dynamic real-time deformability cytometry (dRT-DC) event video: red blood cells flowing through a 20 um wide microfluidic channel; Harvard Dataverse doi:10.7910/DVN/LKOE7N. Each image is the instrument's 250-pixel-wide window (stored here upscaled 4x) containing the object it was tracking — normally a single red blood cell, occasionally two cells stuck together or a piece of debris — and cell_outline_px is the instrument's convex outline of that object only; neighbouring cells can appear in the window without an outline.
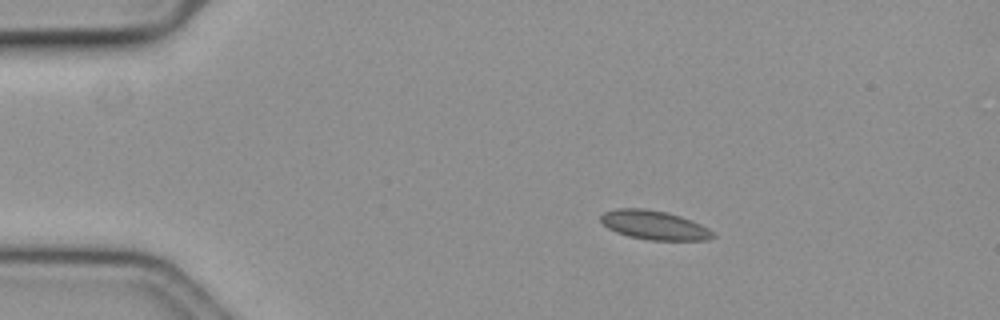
{"species": "common noctule bat (a hibernating species)", "species_latin": "Nyctalus noctula", "temperature_condition": "cold", "stored_images_in_passage": 48, "camera_frame_rate_fps": 3000, "um_per_image_px": 0.085, "animal": {"sex": "female", "body_mass_g": 19.3, "forearm_length_mm": 54.1}, "frame": {"image": 1, "passage_image": 1, "time_ms": 0.0, "image_size_px": [1000, 320], "cell_outline_px": [[716, 236], [708, 240], [648, 240], [628, 236], [616, 232], [608, 228], [600, 220], [600, 216], [604, 212], [616, 208], [644, 208], [668, 212], [692, 220], [716, 232]], "centroid_in_image_um": [55.63, 19.13], "position_along_channel_um": 29.4, "area_um2": 19.19}}
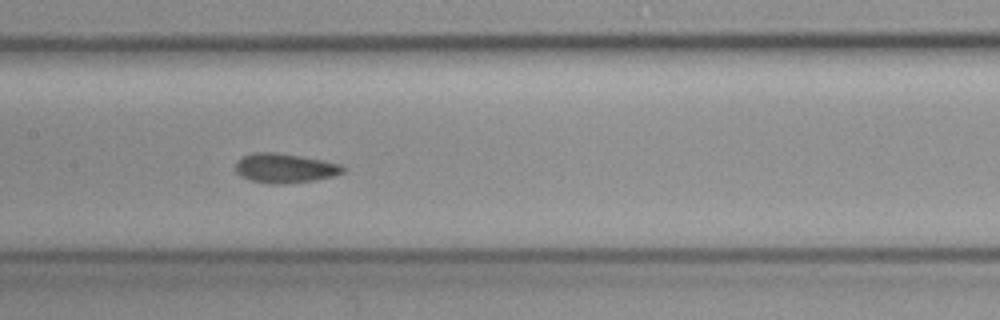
{"frame": {"image": 2, "passage_image": 19, "time_ms": 6.0, "image_size_px": [1000, 320], "cell_outline_px": [[344, 172], [336, 176], [316, 180], [284, 184], [272, 184], [248, 180], [240, 176], [236, 172], [236, 164], [244, 156], [256, 152], [276, 152], [300, 156], [340, 164], [344, 168]], "centroid_in_image_um": [24.22, 14.31], "position_along_channel_um": 183.2, "area_um2": 18.38}}
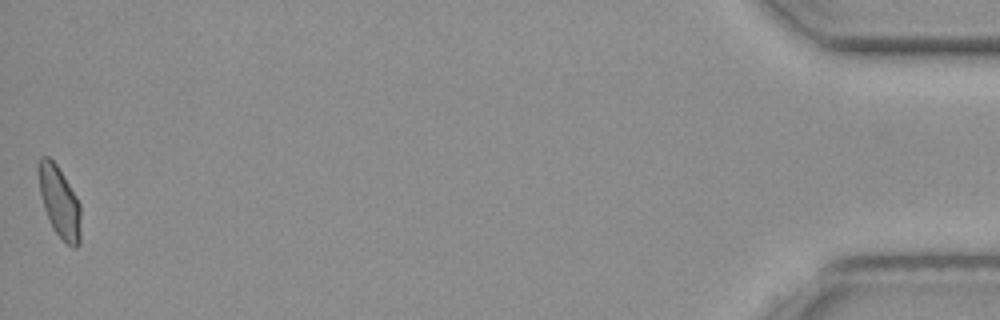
{"frame": {"image": 3, "passage_image": 48, "time_ms": 15.667, "image_size_px": [1000, 320], "cell_outline_px": [[80, 244], [76, 248], [72, 248], [52, 228], [44, 208], [40, 192], [36, 168], [36, 164], [40, 156], [48, 156], [56, 164], [76, 196], [80, 204]], "centroid_in_image_um": [5.03, 17.13], "position_along_channel_um": 430.2, "area_um2": 17.57}, "authors_computed_cell_mechanics": {"area_um2": 18.0336, "velocity_mm_per_s": 3.6033, "shape_relaxation_time_tau1_ms": null, "shape_relaxation_time_tau2_ms": 1.0923, "deformation_change_tau1": null, "deformation_change_tau2": 0.0519}}